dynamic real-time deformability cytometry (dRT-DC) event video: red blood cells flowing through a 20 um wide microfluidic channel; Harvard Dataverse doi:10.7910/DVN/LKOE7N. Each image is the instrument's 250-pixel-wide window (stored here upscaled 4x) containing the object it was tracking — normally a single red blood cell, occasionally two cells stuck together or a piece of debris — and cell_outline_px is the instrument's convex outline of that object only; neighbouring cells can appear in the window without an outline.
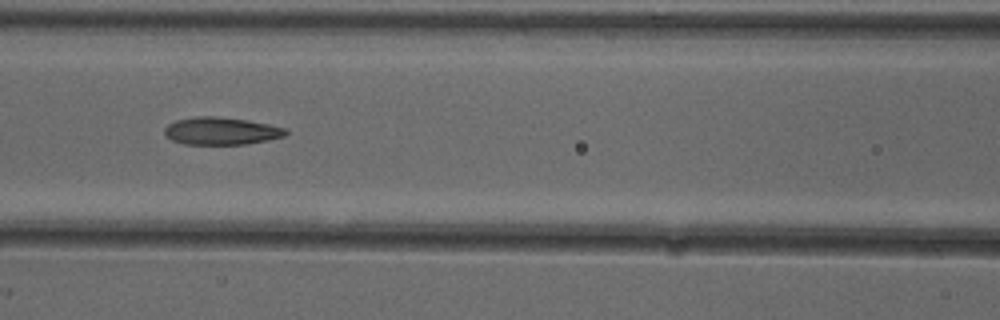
{"species": "common noctule bat (a hibernating species)", "species_latin": "Nyctalus noctula", "temperature_condition": "cold", "stored_images_in_passage": 9, "camera_frame_rate_fps": 3000, "um_per_image_px": 0.085, "animal": {"sex": "female"}, "frame": {"image": 1, "passage_image": 6, "time_ms": 1.667, "image_size_px": [1000, 320], "cell_outline_px": [[288, 132], [284, 136], [268, 140], [244, 144], [184, 144], [172, 140], [164, 132], [164, 128], [168, 124], [176, 120], [196, 116], [216, 116], [244, 120], [268, 124], [288, 128]], "centroid_in_image_um": [18.8, 11.13], "position_along_channel_um": 147.8, "area_um2": 19.31}}
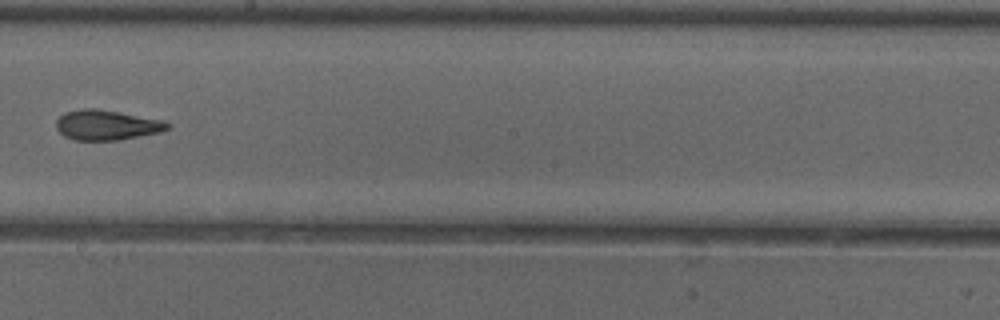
{"frame": {"image": 2, "passage_image": 8, "time_ms": 2.333, "image_size_px": [1000, 320], "cell_outline_px": [[172, 124], [168, 128], [160, 132], [120, 140], [76, 140], [64, 136], [56, 128], [56, 120], [64, 112], [80, 108], [96, 108], [120, 112], [164, 120]], "centroid_in_image_um": [9.07, 10.62], "position_along_channel_um": 239.1, "area_um2": 19.65}}
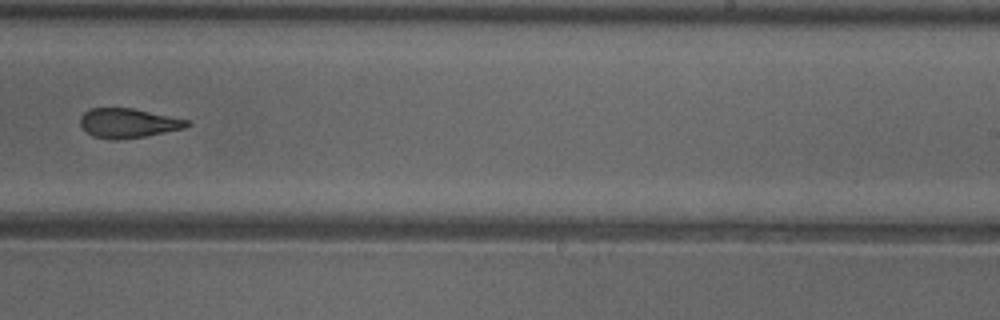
{"frame": {"image": 3, "passage_image": 9, "time_ms": 2.667, "image_size_px": [1000, 320], "cell_outline_px": [[192, 124], [184, 128], [144, 136], [112, 140], [108, 140], [92, 136], [80, 124], [80, 116], [88, 108], [132, 108], [192, 120]], "centroid_in_image_um": [10.91, 10.45], "position_along_channel_um": 278.1, "area_um2": 18.38}}